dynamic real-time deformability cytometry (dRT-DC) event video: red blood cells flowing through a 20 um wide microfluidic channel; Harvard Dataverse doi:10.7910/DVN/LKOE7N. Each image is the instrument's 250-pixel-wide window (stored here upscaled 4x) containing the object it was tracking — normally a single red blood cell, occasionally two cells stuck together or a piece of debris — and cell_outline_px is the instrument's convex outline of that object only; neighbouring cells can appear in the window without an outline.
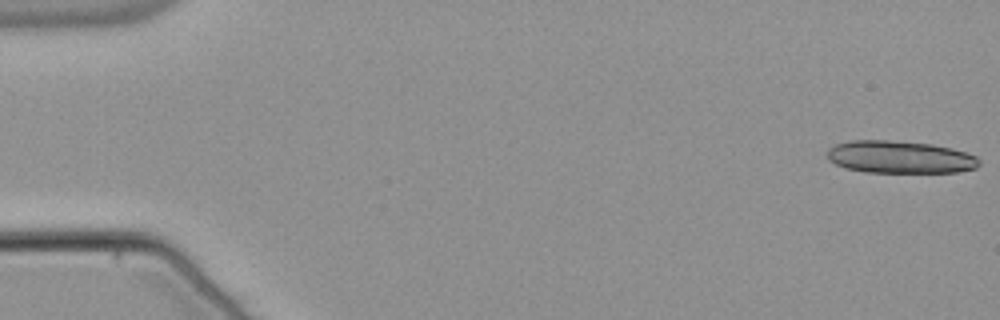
{"species": "common noctule bat (a hibernating species)", "species_latin": "Nyctalus noctula", "temperature_condition": "warm", "stored_images_in_passage": 26, "camera_frame_rate_fps": 3000, "um_per_image_px": 0.085, "animal": {"sex": "male", "body_mass_g": 21.5, "forearm_length_mm": 52.0}, "frame": {"image": 1, "passage_image": 1, "time_ms": 0.0, "image_size_px": [1000, 320], "cell_outline_px": [[980, 164], [976, 168], [960, 172], [864, 172], [844, 168], [828, 160], [828, 148], [836, 144], [848, 140], [888, 140], [932, 144], [952, 148], [976, 156], [980, 160]], "centroid_in_image_um": [76.48, 13.35], "position_along_channel_um": 8.5, "area_um2": 28.9}}